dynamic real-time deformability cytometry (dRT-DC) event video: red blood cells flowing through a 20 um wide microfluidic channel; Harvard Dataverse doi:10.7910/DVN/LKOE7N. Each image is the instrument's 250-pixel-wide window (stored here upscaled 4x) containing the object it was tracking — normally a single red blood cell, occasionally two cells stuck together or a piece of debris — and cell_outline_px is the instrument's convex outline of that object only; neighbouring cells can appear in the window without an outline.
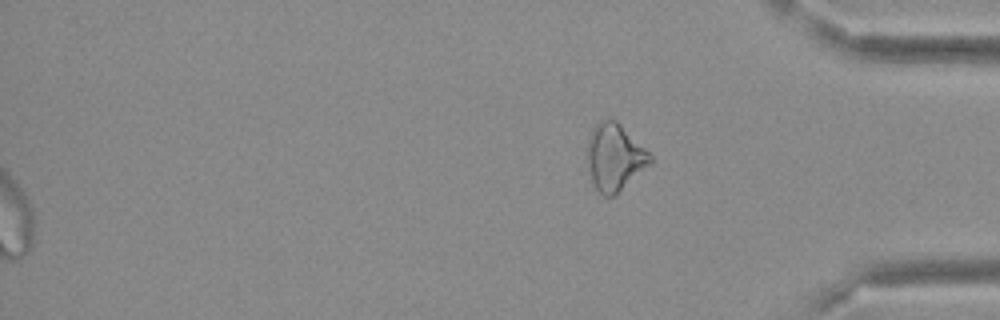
{"species": "Egyptian fruit bat (a non-hibernating species)", "species_latin": "Rousettus aegyptiacus", "temperature_condition": "cold", "stored_images_in_passage": 45, "segment_of_instrument_passage": [2, 2], "camera_frame_rate_fps": 3000, "um_per_image_px": 0.085, "frame": {"image": 1, "passage_image": 45, "time_ms": 14.667, "image_size_px": [1000, 320], "cell_outline_px": [[652, 164], [612, 196], [604, 196], [596, 188], [592, 180], [588, 164], [588, 140], [592, 128], [600, 120], [616, 120], [652, 156]], "centroid_in_image_um": [52.25, 13.36], "position_along_channel_um": 383.0, "area_um2": 23.93}}